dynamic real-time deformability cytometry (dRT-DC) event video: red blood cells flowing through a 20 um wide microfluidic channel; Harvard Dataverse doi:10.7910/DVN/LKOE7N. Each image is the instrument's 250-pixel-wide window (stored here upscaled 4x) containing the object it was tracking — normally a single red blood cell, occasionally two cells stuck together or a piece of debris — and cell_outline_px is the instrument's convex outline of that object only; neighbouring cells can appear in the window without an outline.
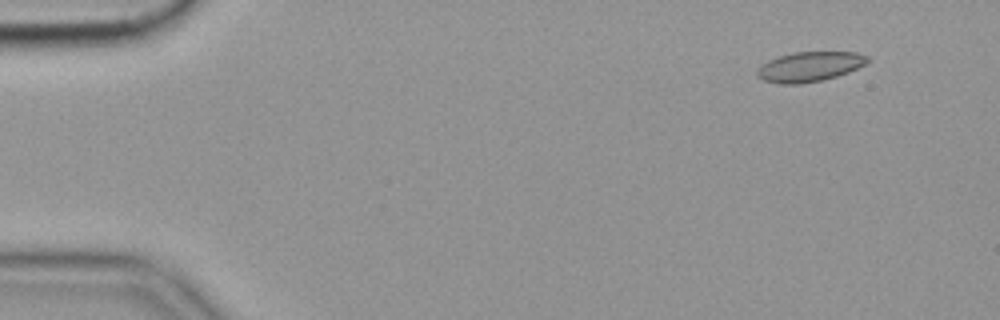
{"species": "common noctule bat (a hibernating species)", "species_latin": "Nyctalus noctula", "temperature_condition": "cold", "stored_images_in_passage": 56, "camera_frame_rate_fps": 3000, "um_per_image_px": 0.085, "animal": {"sex": "female", "body_mass_g": 19.9}, "frame": {"image": 1, "passage_image": 4, "time_ms": 1.0, "image_size_px": [1000, 320], "cell_outline_px": [[872, 60], [848, 72], [836, 76], [820, 80], [800, 84], [780, 84], [764, 80], [756, 76], [756, 68], [768, 60], [780, 56], [796, 52], [856, 52], [868, 56]], "centroid_in_image_um": [68.79, 5.66], "position_along_channel_um": 16.2, "area_um2": 19.13}}
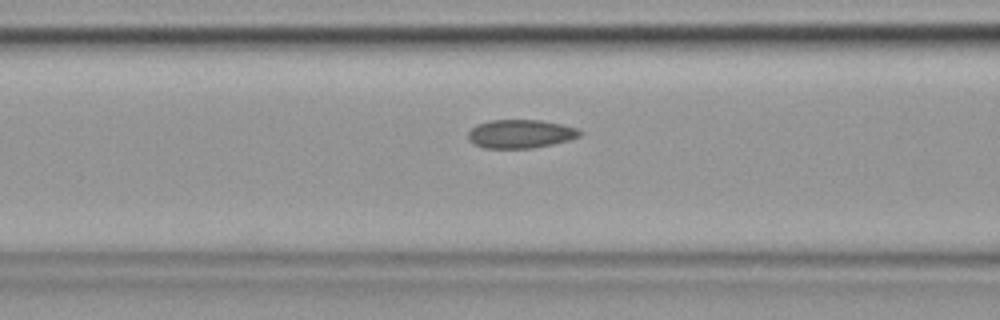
{"frame": {"image": 2, "passage_image": 22, "time_ms": 7.0, "image_size_px": [1000, 320], "cell_outline_px": [[584, 132], [580, 136], [568, 140], [552, 144], [532, 148], [484, 148], [472, 144], [468, 140], [468, 132], [476, 124], [492, 120], [540, 120], [580, 128]], "centroid_in_image_um": [44.24, 11.38], "position_along_channel_um": 122.4, "area_um2": 18.73}}
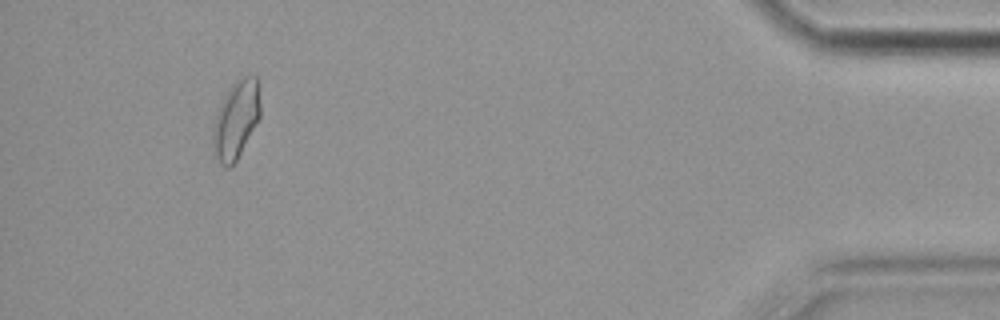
{"frame": {"image": 3, "passage_image": 52, "time_ms": 17.0, "image_size_px": [1000, 320], "cell_outline_px": [[260, 116], [236, 160], [228, 168], [220, 164], [216, 156], [212, 140], [212, 132], [216, 112], [228, 88], [236, 80], [244, 76], [256, 76], [260, 104]], "centroid_in_image_um": [20.04, 10.15], "position_along_channel_um": 415.2, "area_um2": 21.15}, "authors_computed_cell_mechanics": {"area_um2": 19.0451, "velocity_mm_per_s": 3.5503, "shape_relaxation_time_tau1_ms": 6.5828, "shape_relaxation_time_tau2_ms": 2.2385, "deformation_change_tau1": 0.1098, "deformation_change_tau2": 0.073}}